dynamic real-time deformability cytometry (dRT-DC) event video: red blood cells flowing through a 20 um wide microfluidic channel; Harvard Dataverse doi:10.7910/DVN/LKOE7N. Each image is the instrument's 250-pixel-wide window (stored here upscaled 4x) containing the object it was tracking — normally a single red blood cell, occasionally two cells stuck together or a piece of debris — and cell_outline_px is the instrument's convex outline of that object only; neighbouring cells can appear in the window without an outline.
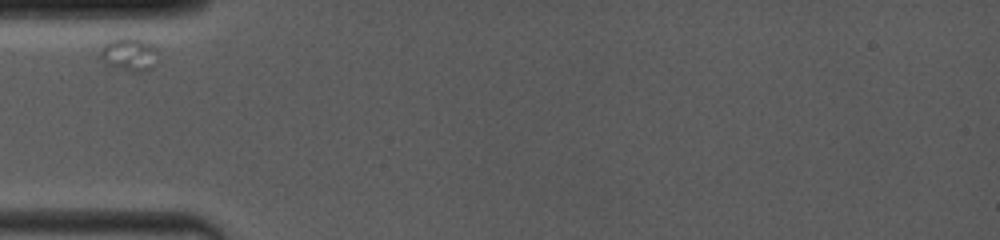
{"species": "common noctule bat (a hibernating species)", "species_latin": "Nyctalus noctula", "temperature_condition": "room temperature", "stored_images_in_passage": 3, "camera_frame_rate_fps": 4000, "um_per_image_px": 0.085, "animal": {"sex": "female", "body_mass_g": 19.0, "forearm_length_mm": 53.3}, "frame": {"image": 1, "passage_image": 1, "time_ms": 0.0, "image_size_px": [1000, 240], "cell_outline_px": [[160, 60], [148, 72], [132, 72], [108, 64], [100, 56], [100, 52], [104, 44], [108, 40], [124, 36], [128, 36], [148, 40], [160, 52]], "centroid_in_image_um": [11.1, 4.59], "position_along_channel_um": 73.9, "area_um2": 11.79}}